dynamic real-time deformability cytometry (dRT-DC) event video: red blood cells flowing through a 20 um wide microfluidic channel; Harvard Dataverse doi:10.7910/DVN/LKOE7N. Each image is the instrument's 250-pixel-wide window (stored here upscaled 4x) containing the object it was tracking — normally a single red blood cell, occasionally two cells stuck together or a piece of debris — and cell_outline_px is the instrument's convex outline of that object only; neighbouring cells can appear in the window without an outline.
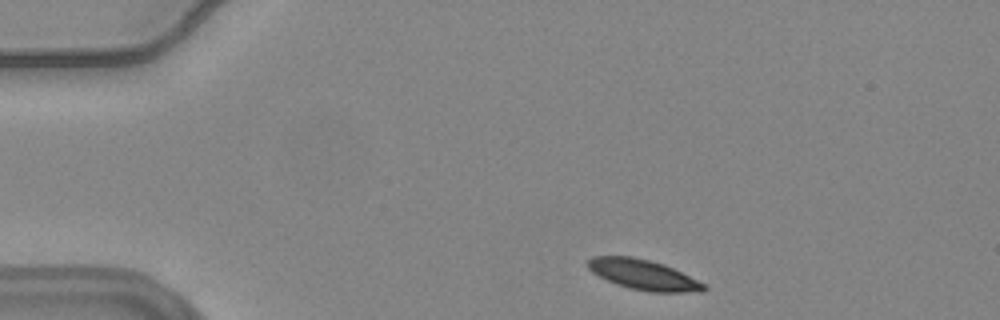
{"species": "common noctule bat (a hibernating species)", "species_latin": "Nyctalus noctula", "temperature_condition": "warm", "stored_images_in_passage": 42, "camera_frame_rate_fps": 3000, "um_per_image_px": 0.085, "animal": {"sex": "female", "body_mass_g": 24.6, "forearm_length_mm": 56.2}, "frame": {"image": 1, "passage_image": 2, "time_ms": 0.333, "image_size_px": [1000, 320], "cell_outline_px": [[708, 288], [704, 292], [648, 292], [628, 288], [616, 284], [592, 272], [588, 268], [588, 260], [592, 256], [632, 256], [664, 264], [704, 284]], "centroid_in_image_um": [54.68, 23.36], "position_along_channel_um": 30.3, "area_um2": 20.23}}
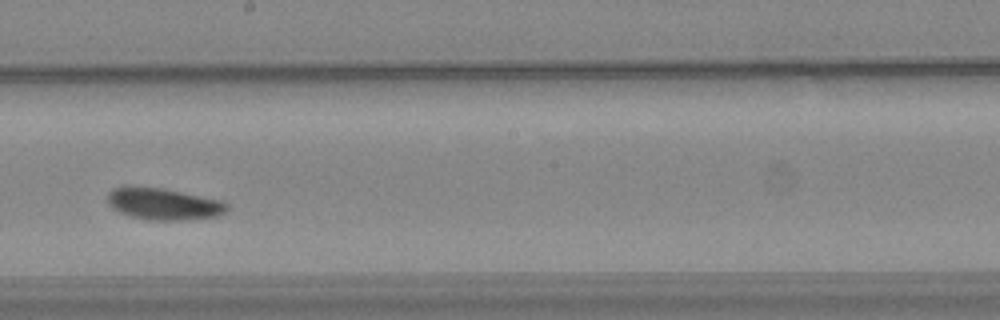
{"frame": {"image": 2, "passage_image": 24, "time_ms": 7.667, "image_size_px": [1000, 320], "cell_outline_px": [[228, 208], [224, 212], [216, 216], [180, 220], [148, 220], [132, 216], [120, 212], [112, 208], [108, 204], [108, 192], [112, 188], [124, 184], [132, 184], [164, 188], [220, 200], [228, 204]], "centroid_in_image_um": [13.81, 17.29], "position_along_channel_um": 234.4, "area_um2": 22.43}}
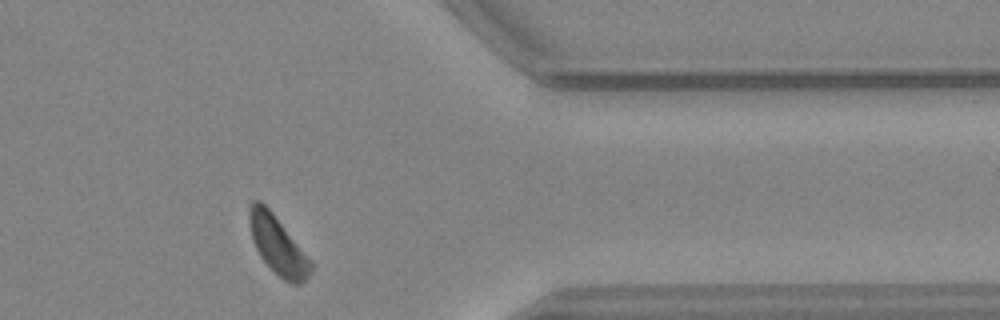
{"frame": {"image": 3, "passage_image": 38, "time_ms": 12.333, "image_size_px": [1000, 320], "cell_outline_px": [[312, 272], [300, 284], [292, 284], [284, 280], [260, 256], [252, 240], [248, 220], [248, 204], [252, 200], [260, 200], [272, 212], [312, 260]], "centroid_in_image_um": [23.59, 20.8], "position_along_channel_um": 387.8, "area_um2": 20.81}, "authors_computed_cell_mechanics": {"area_um2": 21.4727, "velocity_mm_per_s": 3.6386, "shape_relaxation_time_tau1_ms": 2.9966, "shape_relaxation_time_tau2_ms": 10.6609, "deformation_change_tau1": 0.1137, "deformation_change_tau2": 0.174}}